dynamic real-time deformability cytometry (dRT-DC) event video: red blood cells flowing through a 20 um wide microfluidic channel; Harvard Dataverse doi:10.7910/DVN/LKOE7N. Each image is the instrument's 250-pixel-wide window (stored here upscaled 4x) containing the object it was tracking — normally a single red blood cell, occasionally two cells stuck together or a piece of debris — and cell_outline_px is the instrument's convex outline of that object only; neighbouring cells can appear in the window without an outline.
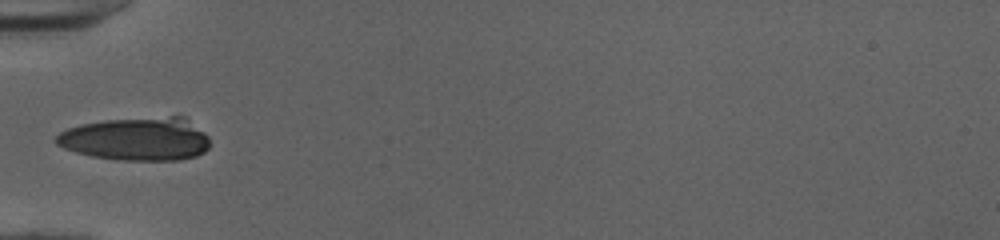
{"species": "human", "species_latin": "Homo sapiens", "temperature_condition": "cold", "stored_images_in_passage": 34, "camera_frame_rate_fps": 3000, "um_per_image_px": 0.085, "donor": {"sex": "female"}, "frame": {"image": 1, "passage_image": 1, "time_ms": 0.0, "image_size_px": [1000, 240], "cell_outline_px": [[208, 148], [204, 152], [196, 156], [180, 160], [124, 160], [92, 156], [76, 152], [64, 148], [56, 144], [52, 140], [60, 132], [68, 128], [80, 124], [104, 120], [172, 116], [184, 116], [204, 132], [208, 136]], "centroid_in_image_um": [11.59, 11.8], "position_along_channel_um": 73.4, "area_um2": 38.84}}
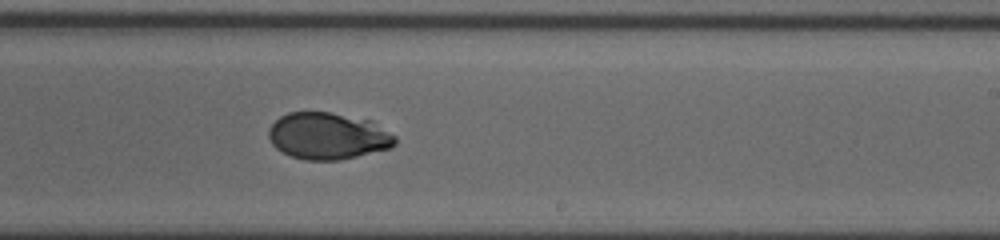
{"frame": {"image": 2, "passage_image": 15, "time_ms": 4.667, "image_size_px": [1000, 240], "cell_outline_px": [[396, 144], [392, 148], [340, 160], [304, 160], [292, 156], [276, 148], [272, 144], [268, 136], [268, 128], [280, 116], [288, 112], [328, 112], [372, 120], [396, 136]], "centroid_in_image_um": [27.89, 11.56], "position_along_channel_um": 261.1, "area_um2": 34.62}}
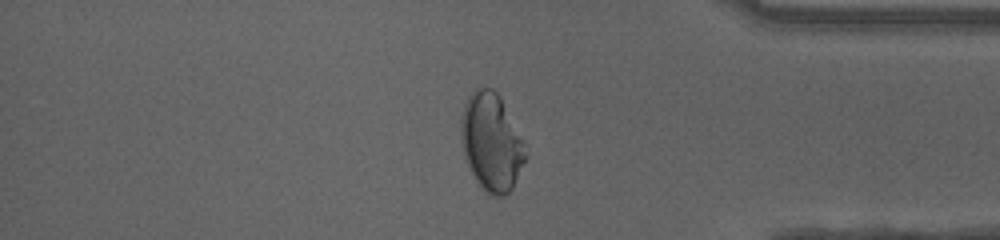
{"frame": {"image": 3, "passage_image": 26, "time_ms": 8.333, "image_size_px": [1000, 240], "cell_outline_px": [[524, 160], [512, 188], [504, 196], [496, 196], [488, 192], [476, 180], [464, 156], [460, 144], [460, 116], [464, 104], [468, 96], [476, 88], [492, 88], [500, 96], [524, 140]], "centroid_in_image_um": [41.73, 12.03], "position_along_channel_um": 393.5, "area_um2": 36.41}, "authors_computed_cell_mechanics": {"area_um2": 36.4429, "velocity_mm_per_s": 4.0306, "shape_relaxation_time_tau1_ms": 7.6239, "shape_relaxation_time_tau2_ms": null, "deformation_change_tau1": 0.1792, "deformation_change_tau2": null}}